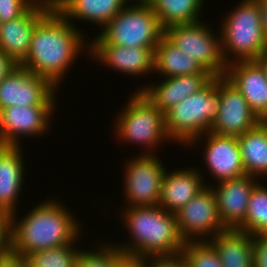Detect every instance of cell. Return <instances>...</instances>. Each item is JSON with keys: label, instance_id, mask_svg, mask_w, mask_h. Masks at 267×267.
<instances>
[{"label": "cell", "instance_id": "cell-1", "mask_svg": "<svg viewBox=\"0 0 267 267\" xmlns=\"http://www.w3.org/2000/svg\"><path fill=\"white\" fill-rule=\"evenodd\" d=\"M71 22L74 23L67 21L53 8L36 25L29 54L20 64L36 75L49 79L57 88L76 56L87 45L80 29H76Z\"/></svg>", "mask_w": 267, "mask_h": 267}, {"label": "cell", "instance_id": "cell-2", "mask_svg": "<svg viewBox=\"0 0 267 267\" xmlns=\"http://www.w3.org/2000/svg\"><path fill=\"white\" fill-rule=\"evenodd\" d=\"M69 212L56 199H51L40 202L18 222L16 214H12L10 249L25 256L76 243L81 226Z\"/></svg>", "mask_w": 267, "mask_h": 267}, {"label": "cell", "instance_id": "cell-3", "mask_svg": "<svg viewBox=\"0 0 267 267\" xmlns=\"http://www.w3.org/2000/svg\"><path fill=\"white\" fill-rule=\"evenodd\" d=\"M126 211V212H125ZM122 218L131 234V244H117L123 254L133 257L175 255L181 253L185 241L181 237L176 215L159 205L129 207Z\"/></svg>", "mask_w": 267, "mask_h": 267}, {"label": "cell", "instance_id": "cell-4", "mask_svg": "<svg viewBox=\"0 0 267 267\" xmlns=\"http://www.w3.org/2000/svg\"><path fill=\"white\" fill-rule=\"evenodd\" d=\"M218 77L200 91L188 96L165 112L166 132L171 140L186 143L200 142L202 134L210 131L218 114Z\"/></svg>", "mask_w": 267, "mask_h": 267}, {"label": "cell", "instance_id": "cell-5", "mask_svg": "<svg viewBox=\"0 0 267 267\" xmlns=\"http://www.w3.org/2000/svg\"><path fill=\"white\" fill-rule=\"evenodd\" d=\"M224 18L219 28L222 53L227 65L238 61H254L267 48L258 0H242Z\"/></svg>", "mask_w": 267, "mask_h": 267}, {"label": "cell", "instance_id": "cell-6", "mask_svg": "<svg viewBox=\"0 0 267 267\" xmlns=\"http://www.w3.org/2000/svg\"><path fill=\"white\" fill-rule=\"evenodd\" d=\"M135 1L126 4L90 43L155 49L164 29L146 0Z\"/></svg>", "mask_w": 267, "mask_h": 267}, {"label": "cell", "instance_id": "cell-7", "mask_svg": "<svg viewBox=\"0 0 267 267\" xmlns=\"http://www.w3.org/2000/svg\"><path fill=\"white\" fill-rule=\"evenodd\" d=\"M125 105L115 122V134L120 140L141 144L147 149L141 154H153V149L164 139L171 141L166 132L165 113L155 107L141 91L131 95Z\"/></svg>", "mask_w": 267, "mask_h": 267}, {"label": "cell", "instance_id": "cell-8", "mask_svg": "<svg viewBox=\"0 0 267 267\" xmlns=\"http://www.w3.org/2000/svg\"><path fill=\"white\" fill-rule=\"evenodd\" d=\"M212 31L198 21L170 26L164 30V36L215 77H223L227 63L222 53L221 35L216 36Z\"/></svg>", "mask_w": 267, "mask_h": 267}, {"label": "cell", "instance_id": "cell-9", "mask_svg": "<svg viewBox=\"0 0 267 267\" xmlns=\"http://www.w3.org/2000/svg\"><path fill=\"white\" fill-rule=\"evenodd\" d=\"M137 156L124 165L126 208L159 205L166 169L156 154Z\"/></svg>", "mask_w": 267, "mask_h": 267}, {"label": "cell", "instance_id": "cell-10", "mask_svg": "<svg viewBox=\"0 0 267 267\" xmlns=\"http://www.w3.org/2000/svg\"><path fill=\"white\" fill-rule=\"evenodd\" d=\"M175 215L179 233L185 242L203 241L207 236L214 237L227 229L220 219L216 196L209 185H206Z\"/></svg>", "mask_w": 267, "mask_h": 267}, {"label": "cell", "instance_id": "cell-11", "mask_svg": "<svg viewBox=\"0 0 267 267\" xmlns=\"http://www.w3.org/2000/svg\"><path fill=\"white\" fill-rule=\"evenodd\" d=\"M57 87L20 65L0 83V110L11 106L55 105Z\"/></svg>", "mask_w": 267, "mask_h": 267}, {"label": "cell", "instance_id": "cell-12", "mask_svg": "<svg viewBox=\"0 0 267 267\" xmlns=\"http://www.w3.org/2000/svg\"><path fill=\"white\" fill-rule=\"evenodd\" d=\"M218 100V114L210 132L239 137L260 122L246 99L224 76L218 77Z\"/></svg>", "mask_w": 267, "mask_h": 267}, {"label": "cell", "instance_id": "cell-13", "mask_svg": "<svg viewBox=\"0 0 267 267\" xmlns=\"http://www.w3.org/2000/svg\"><path fill=\"white\" fill-rule=\"evenodd\" d=\"M54 109L55 105H15L1 109L0 145H21L20 136L43 135L50 129Z\"/></svg>", "mask_w": 267, "mask_h": 267}, {"label": "cell", "instance_id": "cell-14", "mask_svg": "<svg viewBox=\"0 0 267 267\" xmlns=\"http://www.w3.org/2000/svg\"><path fill=\"white\" fill-rule=\"evenodd\" d=\"M53 8V0H37L22 16L2 23L0 50L21 64L29 54L36 25Z\"/></svg>", "mask_w": 267, "mask_h": 267}, {"label": "cell", "instance_id": "cell-15", "mask_svg": "<svg viewBox=\"0 0 267 267\" xmlns=\"http://www.w3.org/2000/svg\"><path fill=\"white\" fill-rule=\"evenodd\" d=\"M203 158L213 179L219 183L245 175L238 137L207 132Z\"/></svg>", "mask_w": 267, "mask_h": 267}, {"label": "cell", "instance_id": "cell-16", "mask_svg": "<svg viewBox=\"0 0 267 267\" xmlns=\"http://www.w3.org/2000/svg\"><path fill=\"white\" fill-rule=\"evenodd\" d=\"M242 94L260 121H267V76L255 61L227 65L224 76Z\"/></svg>", "mask_w": 267, "mask_h": 267}, {"label": "cell", "instance_id": "cell-17", "mask_svg": "<svg viewBox=\"0 0 267 267\" xmlns=\"http://www.w3.org/2000/svg\"><path fill=\"white\" fill-rule=\"evenodd\" d=\"M255 179L258 180L245 174L212 186L220 219L227 229H237L244 222L250 194L257 184Z\"/></svg>", "mask_w": 267, "mask_h": 267}, {"label": "cell", "instance_id": "cell-18", "mask_svg": "<svg viewBox=\"0 0 267 267\" xmlns=\"http://www.w3.org/2000/svg\"><path fill=\"white\" fill-rule=\"evenodd\" d=\"M88 52L101 64L129 75H142L154 71V50L139 47H124L111 44L87 45ZM117 69V70H116Z\"/></svg>", "mask_w": 267, "mask_h": 267}, {"label": "cell", "instance_id": "cell-19", "mask_svg": "<svg viewBox=\"0 0 267 267\" xmlns=\"http://www.w3.org/2000/svg\"><path fill=\"white\" fill-rule=\"evenodd\" d=\"M215 76L211 73L189 74L164 78L157 86L149 85L137 89L160 111L165 113L188 96L200 91Z\"/></svg>", "mask_w": 267, "mask_h": 267}, {"label": "cell", "instance_id": "cell-20", "mask_svg": "<svg viewBox=\"0 0 267 267\" xmlns=\"http://www.w3.org/2000/svg\"><path fill=\"white\" fill-rule=\"evenodd\" d=\"M195 169L186 167L171 173L165 172L159 201L161 208L175 214L207 185L203 182L201 172Z\"/></svg>", "mask_w": 267, "mask_h": 267}, {"label": "cell", "instance_id": "cell-21", "mask_svg": "<svg viewBox=\"0 0 267 267\" xmlns=\"http://www.w3.org/2000/svg\"><path fill=\"white\" fill-rule=\"evenodd\" d=\"M22 150L20 145H0V208L10 214L16 213L25 177Z\"/></svg>", "mask_w": 267, "mask_h": 267}, {"label": "cell", "instance_id": "cell-22", "mask_svg": "<svg viewBox=\"0 0 267 267\" xmlns=\"http://www.w3.org/2000/svg\"><path fill=\"white\" fill-rule=\"evenodd\" d=\"M130 0H53L54 8L67 20L109 23Z\"/></svg>", "mask_w": 267, "mask_h": 267}, {"label": "cell", "instance_id": "cell-23", "mask_svg": "<svg viewBox=\"0 0 267 267\" xmlns=\"http://www.w3.org/2000/svg\"><path fill=\"white\" fill-rule=\"evenodd\" d=\"M223 267H253V235L237 229L210 236Z\"/></svg>", "mask_w": 267, "mask_h": 267}, {"label": "cell", "instance_id": "cell-24", "mask_svg": "<svg viewBox=\"0 0 267 267\" xmlns=\"http://www.w3.org/2000/svg\"><path fill=\"white\" fill-rule=\"evenodd\" d=\"M242 165L249 176L267 175V121L238 137Z\"/></svg>", "mask_w": 267, "mask_h": 267}, {"label": "cell", "instance_id": "cell-25", "mask_svg": "<svg viewBox=\"0 0 267 267\" xmlns=\"http://www.w3.org/2000/svg\"><path fill=\"white\" fill-rule=\"evenodd\" d=\"M154 71L171 78L189 74L210 73L195 58L188 56L165 36L154 50Z\"/></svg>", "mask_w": 267, "mask_h": 267}, {"label": "cell", "instance_id": "cell-26", "mask_svg": "<svg viewBox=\"0 0 267 267\" xmlns=\"http://www.w3.org/2000/svg\"><path fill=\"white\" fill-rule=\"evenodd\" d=\"M165 30L173 25H183L200 21L203 0H146ZM199 15V16H198Z\"/></svg>", "mask_w": 267, "mask_h": 267}, {"label": "cell", "instance_id": "cell-27", "mask_svg": "<svg viewBox=\"0 0 267 267\" xmlns=\"http://www.w3.org/2000/svg\"><path fill=\"white\" fill-rule=\"evenodd\" d=\"M237 230L251 235H267V187L259 182L250 194L244 222Z\"/></svg>", "mask_w": 267, "mask_h": 267}, {"label": "cell", "instance_id": "cell-28", "mask_svg": "<svg viewBox=\"0 0 267 267\" xmlns=\"http://www.w3.org/2000/svg\"><path fill=\"white\" fill-rule=\"evenodd\" d=\"M67 244L25 255L28 267H76L81 250Z\"/></svg>", "mask_w": 267, "mask_h": 267}, {"label": "cell", "instance_id": "cell-29", "mask_svg": "<svg viewBox=\"0 0 267 267\" xmlns=\"http://www.w3.org/2000/svg\"><path fill=\"white\" fill-rule=\"evenodd\" d=\"M207 239L185 242L181 253L188 267H223L218 252Z\"/></svg>", "mask_w": 267, "mask_h": 267}, {"label": "cell", "instance_id": "cell-30", "mask_svg": "<svg viewBox=\"0 0 267 267\" xmlns=\"http://www.w3.org/2000/svg\"><path fill=\"white\" fill-rule=\"evenodd\" d=\"M94 251L81 250L76 267H119V256L122 254L114 245L105 244Z\"/></svg>", "mask_w": 267, "mask_h": 267}, {"label": "cell", "instance_id": "cell-31", "mask_svg": "<svg viewBox=\"0 0 267 267\" xmlns=\"http://www.w3.org/2000/svg\"><path fill=\"white\" fill-rule=\"evenodd\" d=\"M37 0H0V21L9 22L22 16Z\"/></svg>", "mask_w": 267, "mask_h": 267}, {"label": "cell", "instance_id": "cell-32", "mask_svg": "<svg viewBox=\"0 0 267 267\" xmlns=\"http://www.w3.org/2000/svg\"><path fill=\"white\" fill-rule=\"evenodd\" d=\"M147 267H188V263L183 254L178 253L175 255L149 256L147 257Z\"/></svg>", "mask_w": 267, "mask_h": 267}, {"label": "cell", "instance_id": "cell-33", "mask_svg": "<svg viewBox=\"0 0 267 267\" xmlns=\"http://www.w3.org/2000/svg\"><path fill=\"white\" fill-rule=\"evenodd\" d=\"M253 267H267V235H253Z\"/></svg>", "mask_w": 267, "mask_h": 267}, {"label": "cell", "instance_id": "cell-34", "mask_svg": "<svg viewBox=\"0 0 267 267\" xmlns=\"http://www.w3.org/2000/svg\"><path fill=\"white\" fill-rule=\"evenodd\" d=\"M11 218L12 214L3 208H0V252L10 249Z\"/></svg>", "mask_w": 267, "mask_h": 267}, {"label": "cell", "instance_id": "cell-35", "mask_svg": "<svg viewBox=\"0 0 267 267\" xmlns=\"http://www.w3.org/2000/svg\"><path fill=\"white\" fill-rule=\"evenodd\" d=\"M0 267H28L23 254L11 249L0 252Z\"/></svg>", "mask_w": 267, "mask_h": 267}, {"label": "cell", "instance_id": "cell-36", "mask_svg": "<svg viewBox=\"0 0 267 267\" xmlns=\"http://www.w3.org/2000/svg\"><path fill=\"white\" fill-rule=\"evenodd\" d=\"M19 65L11 56L0 50V83Z\"/></svg>", "mask_w": 267, "mask_h": 267}, {"label": "cell", "instance_id": "cell-37", "mask_svg": "<svg viewBox=\"0 0 267 267\" xmlns=\"http://www.w3.org/2000/svg\"><path fill=\"white\" fill-rule=\"evenodd\" d=\"M119 267H147V257L119 256Z\"/></svg>", "mask_w": 267, "mask_h": 267}, {"label": "cell", "instance_id": "cell-38", "mask_svg": "<svg viewBox=\"0 0 267 267\" xmlns=\"http://www.w3.org/2000/svg\"><path fill=\"white\" fill-rule=\"evenodd\" d=\"M261 11L262 26L267 39V0H258Z\"/></svg>", "mask_w": 267, "mask_h": 267}, {"label": "cell", "instance_id": "cell-39", "mask_svg": "<svg viewBox=\"0 0 267 267\" xmlns=\"http://www.w3.org/2000/svg\"><path fill=\"white\" fill-rule=\"evenodd\" d=\"M267 76V48L254 60Z\"/></svg>", "mask_w": 267, "mask_h": 267}]
</instances>
